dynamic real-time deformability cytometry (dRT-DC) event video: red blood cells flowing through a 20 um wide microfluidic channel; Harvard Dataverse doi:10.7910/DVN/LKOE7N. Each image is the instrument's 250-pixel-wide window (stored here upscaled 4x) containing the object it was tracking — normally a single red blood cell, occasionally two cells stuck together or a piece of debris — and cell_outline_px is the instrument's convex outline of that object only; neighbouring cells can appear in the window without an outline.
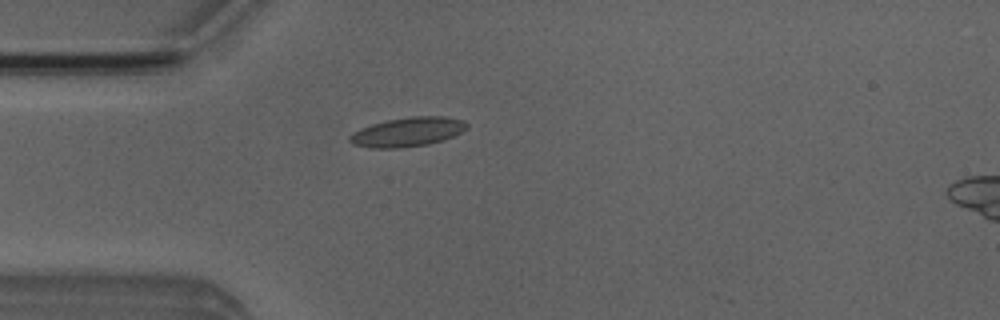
{"species": "Egyptian fruit bat (a non-hibernating species)", "species_latin": "Rousettus aegyptiacus", "temperature_condition": "room temperature", "stored_images_in_passage": 1, "camera_frame_rate_fps": 3000, "um_per_image_px": 0.085, "animal": {"sex": "male"}, "frame": {"image": 1, "passage_image": 1, "time_ms": 0.0, "image_size_px": [1000, 320], "cell_outline_px": [[468, 128], [444, 140], [428, 144], [400, 148], [368, 148], [352, 144], [348, 140], [348, 136], [352, 132], [360, 128], [372, 124], [388, 120], [412, 116], [444, 116], [464, 120], [468, 124]], "centroid_in_image_um": [34.62, 11.22], "position_along_channel_um": 50.4, "area_um2": 20.11}}